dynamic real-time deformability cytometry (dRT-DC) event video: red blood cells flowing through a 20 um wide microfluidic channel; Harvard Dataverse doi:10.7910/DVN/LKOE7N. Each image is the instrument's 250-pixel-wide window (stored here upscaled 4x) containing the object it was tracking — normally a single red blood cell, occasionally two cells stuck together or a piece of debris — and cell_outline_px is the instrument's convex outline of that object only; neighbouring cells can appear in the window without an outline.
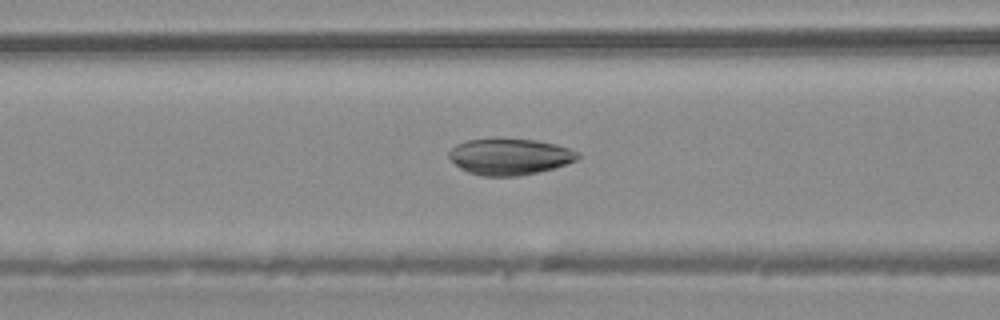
{"species": "common noctule bat (a hibernating species)", "species_latin": "Nyctalus noctula", "temperature_condition": "warm", "stored_images_in_passage": 27, "camera_frame_rate_fps": 3000, "um_per_image_px": 0.085, "animal": {"sex": "male", "body_mass_g": 20.4}, "frame": {"image": 1, "passage_image": 8, "time_ms": 2.333, "image_size_px": [1000, 320], "cell_outline_px": [[580, 156], [576, 160], [552, 168], [520, 176], [484, 176], [468, 172], [460, 168], [448, 156], [448, 152], [456, 144], [468, 140], [536, 140], [556, 144], [580, 152]], "centroid_in_image_um": [43.33, 13.33], "position_along_channel_um": 123.3, "area_um2": 26.7}}
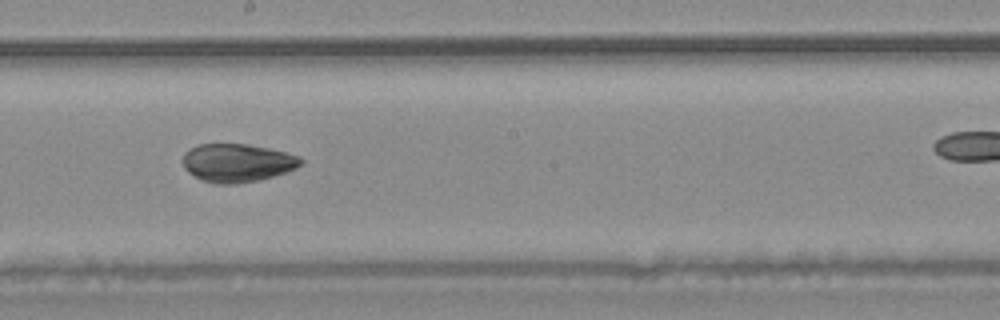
{"frame": {"image": 2, "passage_image": 15, "time_ms": 4.667, "image_size_px": [1000, 320], "cell_outline_px": [[304, 160], [296, 168], [288, 172], [260, 180], [236, 184], [216, 184], [204, 180], [188, 172], [184, 168], [184, 152], [200, 144], [248, 144], [268, 148], [300, 156]], "centroid_in_image_um": [20.2, 13.85], "position_along_channel_um": 228.0, "area_um2": 26.24}}
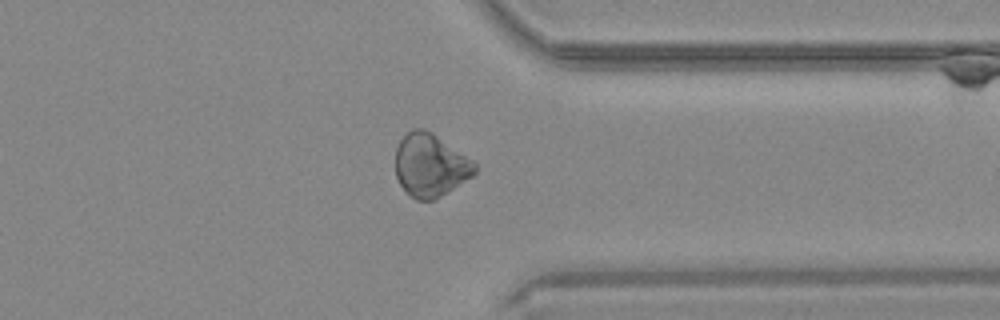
{"frame": {"image": 3, "passage_image": 25, "time_ms": 8.0, "image_size_px": [1000, 320], "cell_outline_px": [[476, 172], [472, 176], [436, 200], [416, 200], [408, 196], [400, 184], [396, 176], [396, 148], [400, 140], [412, 128], [424, 128], [432, 132], [472, 160], [476, 164]], "centroid_in_image_um": [36.56, 14.06], "position_along_channel_um": 374.8, "area_um2": 29.19}}